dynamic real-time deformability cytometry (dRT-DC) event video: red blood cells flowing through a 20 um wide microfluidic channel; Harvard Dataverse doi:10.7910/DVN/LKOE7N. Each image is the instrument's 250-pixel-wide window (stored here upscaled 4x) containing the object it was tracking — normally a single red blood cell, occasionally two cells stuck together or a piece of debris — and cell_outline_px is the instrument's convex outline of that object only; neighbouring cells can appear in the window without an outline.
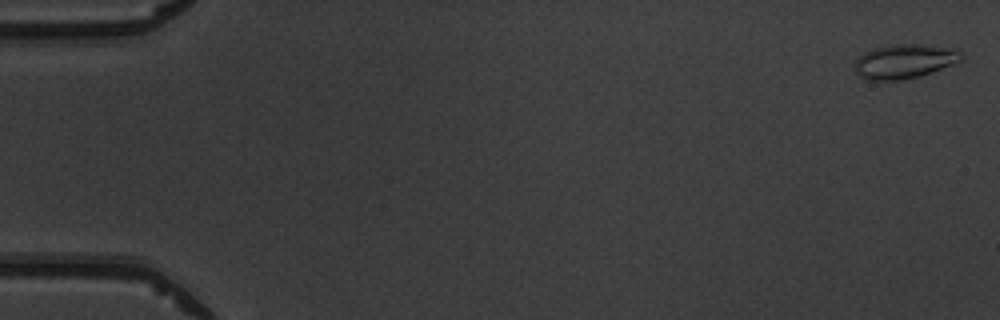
{"species": "common noctule bat (a hibernating species)", "species_latin": "Nyctalus noctula", "temperature_condition": "warm", "stored_images_in_passage": 13, "camera_frame_rate_fps": 3000, "um_per_image_px": 0.085, "animal": {"sex": "male", "body_mass_g": 19.5, "forearm_length_mm": 54.6}, "frame": {"image": 1, "passage_image": 1, "time_ms": 0.0, "image_size_px": [1000, 320], "cell_outline_px": [[964, 56], [960, 60], [952, 64], [932, 72], [920, 76], [904, 80], [864, 80], [856, 72], [852, 64], [864, 52], [872, 48], [888, 44], [912, 44], [956, 48]], "centroid_in_image_um": [76.83, 5.21], "position_along_channel_um": 8.2, "area_um2": 21.5}}